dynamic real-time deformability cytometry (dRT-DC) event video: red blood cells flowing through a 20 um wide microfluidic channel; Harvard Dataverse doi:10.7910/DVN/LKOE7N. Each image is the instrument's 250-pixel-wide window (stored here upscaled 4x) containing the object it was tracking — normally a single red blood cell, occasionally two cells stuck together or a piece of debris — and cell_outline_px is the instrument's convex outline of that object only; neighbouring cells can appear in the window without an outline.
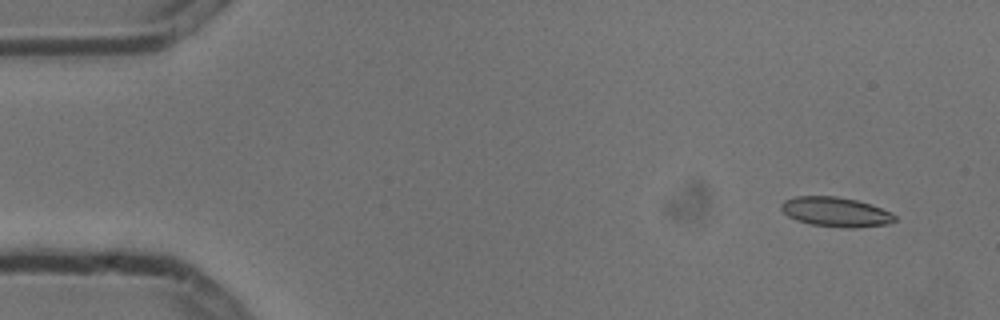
{"species": "common noctule bat (a hibernating species)", "species_latin": "Nyctalus noctula", "temperature_condition": "cold", "stored_images_in_passage": 6, "camera_frame_rate_fps": 3000, "um_per_image_px": 0.085, "animal": {"sex": "male", "body_mass_g": 13.3}, "frame": {"image": 1, "passage_image": 1, "time_ms": 0.0, "image_size_px": [1000, 320], "cell_outline_px": [[896, 220], [888, 224], [856, 228], [844, 228], [812, 224], [796, 220], [788, 216], [780, 208], [780, 204], [784, 200], [796, 196], [836, 196], [856, 200], [872, 204], [892, 212], [896, 216]], "centroid_in_image_um": [71.06, 18.01], "position_along_channel_um": 13.9, "area_um2": 19.77}}
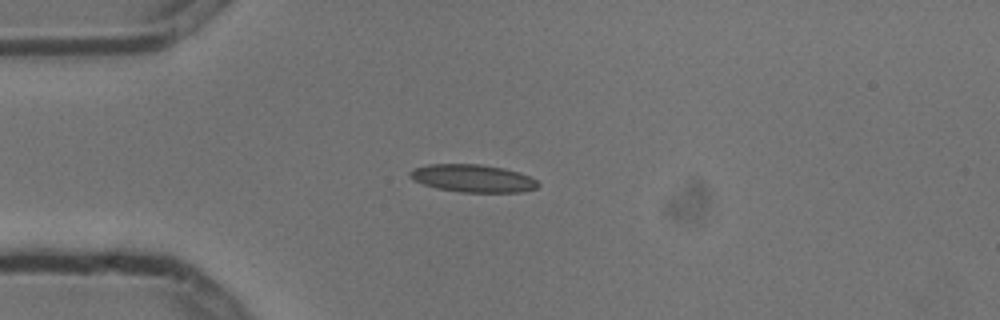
{"frame": {"image": 2, "passage_image": 4, "time_ms": 1.0, "image_size_px": [1000, 320], "cell_outline_px": [[540, 184], [536, 188], [520, 192], [460, 192], [436, 188], [412, 180], [408, 176], [408, 172], [412, 168], [428, 164], [480, 164], [500, 168], [516, 172], [528, 176], [536, 180]], "centroid_in_image_um": [40.11, 15.16], "position_along_channel_um": 44.9, "area_um2": 20.58}}
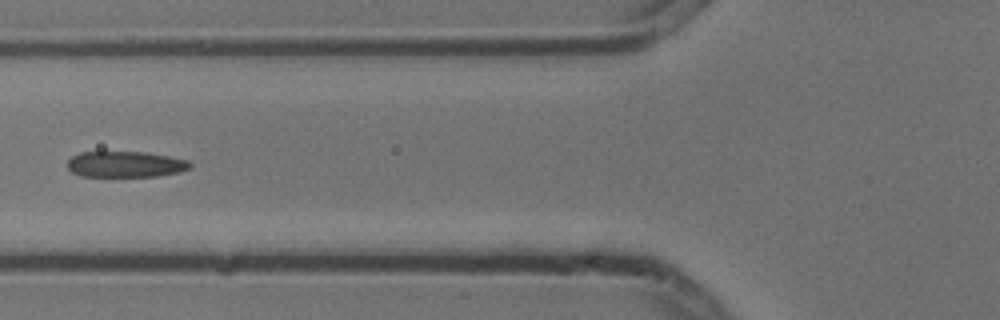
{"frame": {"image": 3, "passage_image": 6, "time_ms": 1.667, "image_size_px": [1000, 320], "cell_outline_px": [[192, 168], [180, 172], [160, 176], [80, 176], [72, 172], [68, 168], [68, 160], [72, 156], [80, 152], [144, 152], [168, 156], [188, 160], [192, 164]], "centroid_in_image_um": [10.69, 13.97], "position_along_channel_um": 115.1, "area_um2": 18.61}}